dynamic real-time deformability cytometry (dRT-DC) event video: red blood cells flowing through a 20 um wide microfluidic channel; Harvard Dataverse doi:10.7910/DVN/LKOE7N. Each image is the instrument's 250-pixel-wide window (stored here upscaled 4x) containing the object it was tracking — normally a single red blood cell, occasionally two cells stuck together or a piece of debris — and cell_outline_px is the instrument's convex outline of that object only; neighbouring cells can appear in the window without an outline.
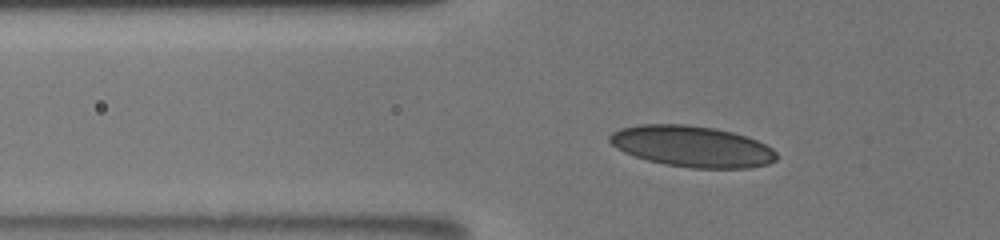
{"species": "human", "species_latin": "Homo sapiens", "temperature_condition": "room temperature", "stored_images_in_passage": 77, "camera_frame_rate_fps": 3000, "um_per_image_px": 0.085, "donor": {"sex": "male"}, "frame": {"image": 1, "passage_image": 21, "time_ms": 3.333, "image_size_px": [1000, 240], "cell_outline_px": [[780, 156], [776, 160], [768, 164], [752, 168], [692, 168], [664, 164], [648, 160], [624, 152], [616, 148], [608, 140], [608, 136], [612, 132], [620, 128], [640, 124], [684, 124], [716, 128], [732, 132], [756, 140], [772, 148]], "centroid_in_image_um": [58.83, 12.44], "position_along_channel_um": 67.0, "area_um2": 40.11}}
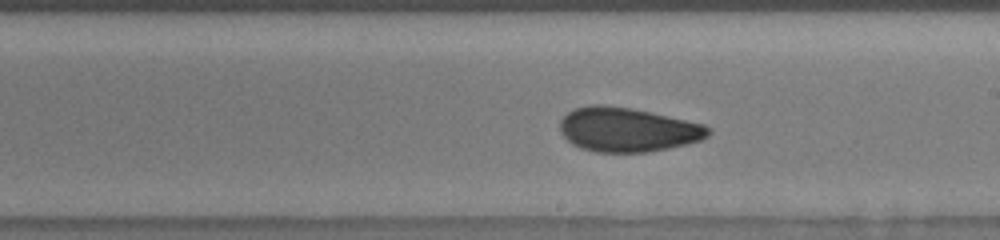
{"frame": {"image": 2, "passage_image": 40, "time_ms": 8.0, "image_size_px": [1000, 240], "cell_outline_px": [[712, 132], [708, 136], [700, 140], [688, 144], [668, 148], [644, 152], [596, 152], [580, 148], [572, 144], [560, 132], [560, 120], [568, 112], [576, 108], [588, 104], [600, 104], [632, 108], [704, 124], [712, 128]], "centroid_in_image_um": [53.34, 11.01], "position_along_channel_um": 235.7, "area_um2": 38.32}}
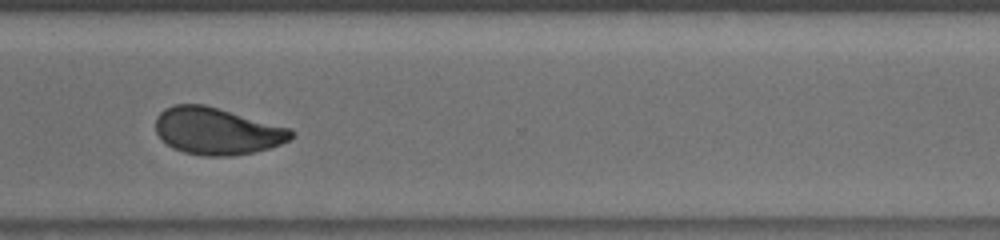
{"frame": {"image": 3, "passage_image": 59, "time_ms": 11.0, "image_size_px": [1000, 240], "cell_outline_px": [[292, 136], [288, 140], [280, 144], [268, 148], [252, 152], [232, 156], [204, 156], [184, 152], [172, 148], [156, 132], [156, 116], [164, 108], [172, 104], [204, 104], [292, 128]], "centroid_in_image_um": [18.42, 11.13], "position_along_channel_um": 352.2, "area_um2": 37.05}, "authors_computed_cell_mechanics": {"area_um2": 37.2232, "velocity_mm_per_s": 3.8827, "shape_relaxation_time_tau1_ms": null, "shape_relaxation_time_tau2_ms": 1.2697, "deformation_change_tau1": null, "deformation_change_tau2": 0.0663}}